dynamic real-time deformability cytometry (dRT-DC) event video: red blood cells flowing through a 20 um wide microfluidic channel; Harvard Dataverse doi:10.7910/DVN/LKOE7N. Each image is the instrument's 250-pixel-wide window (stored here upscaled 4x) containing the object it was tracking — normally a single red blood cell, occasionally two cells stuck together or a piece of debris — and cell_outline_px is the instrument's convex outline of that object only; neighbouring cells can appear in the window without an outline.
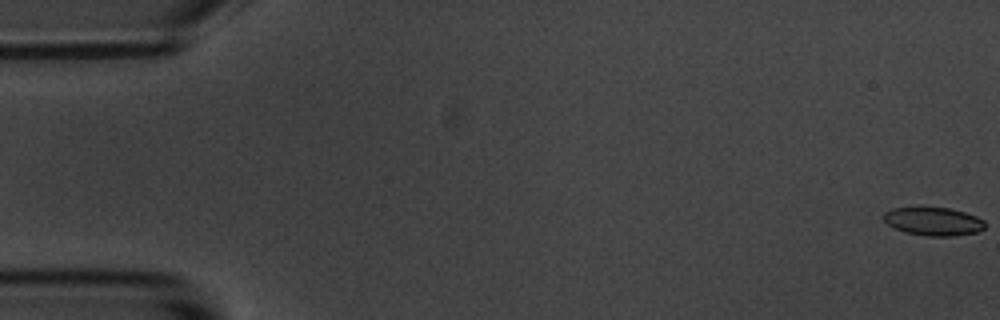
{"species": "common noctule bat (a hibernating species)", "species_latin": "Nyctalus noctula", "temperature_condition": "room temperature", "stored_images_in_passage": 14, "camera_frame_rate_fps": 3000, "um_per_image_px": 0.085, "animal": {"sex": "male", "body_mass_g": 20.1, "forearm_length_mm": 53.5}, "frame": {"image": 1, "passage_image": 1, "time_ms": 0.0, "image_size_px": [1000, 320], "cell_outline_px": [[984, 228], [980, 232], [956, 236], [928, 236], [904, 232], [888, 224], [884, 220], [884, 212], [892, 208], [948, 208], [964, 212], [976, 216], [984, 220]], "centroid_in_image_um": [79.37, 18.83], "position_along_channel_um": 5.6, "area_um2": 16.59}}